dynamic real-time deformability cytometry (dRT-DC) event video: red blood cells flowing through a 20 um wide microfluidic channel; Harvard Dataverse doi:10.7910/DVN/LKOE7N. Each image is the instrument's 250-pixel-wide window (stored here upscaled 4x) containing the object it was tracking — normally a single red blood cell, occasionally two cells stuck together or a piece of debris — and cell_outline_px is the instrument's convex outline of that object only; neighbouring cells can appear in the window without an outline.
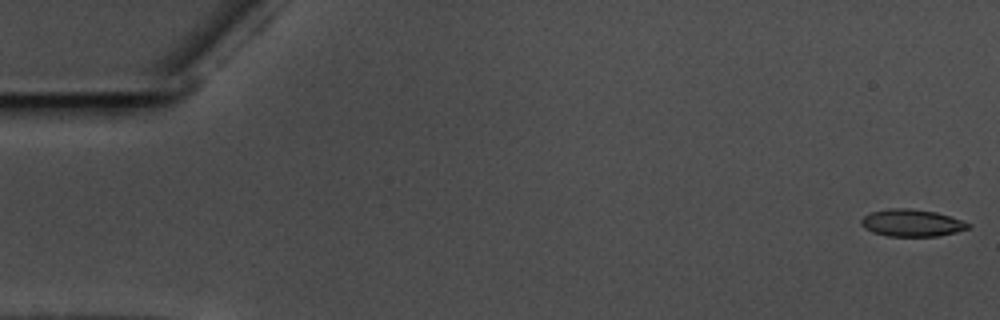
{"species": "common noctule bat (a hibernating species)", "species_latin": "Nyctalus noctula", "temperature_condition": "warm", "stored_images_in_passage": 57, "camera_frame_rate_fps": 3000, "um_per_image_px": 0.085, "animal": {"sex": "male", "body_mass_g": 17.5, "forearm_length_mm": 52.3}, "frame": {"image": 1, "passage_image": 1, "time_ms": 0.0, "image_size_px": [1000, 320], "cell_outline_px": [[972, 228], [956, 232], [936, 236], [888, 236], [872, 232], [864, 228], [860, 224], [860, 220], [864, 216], [872, 212], [888, 208], [908, 208], [936, 212], [972, 224]], "centroid_in_image_um": [77.49, 18.95], "position_along_channel_um": 7.5, "area_um2": 16.94}}
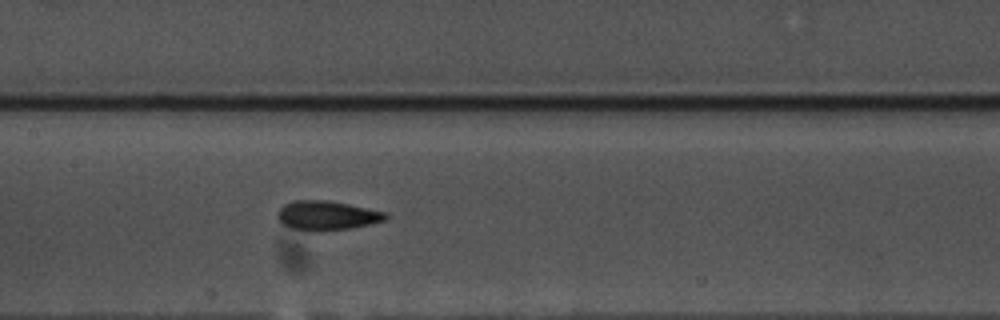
{"frame": {"image": 2, "passage_image": 28, "time_ms": 9.0, "image_size_px": [1000, 320], "cell_outline_px": [[388, 220], [348, 228], [324, 232], [312, 232], [292, 228], [280, 224], [276, 216], [276, 212], [284, 204], [296, 200], [328, 200], [388, 212]], "centroid_in_image_um": [27.76, 18.33], "position_along_channel_um": 179.6, "area_um2": 18.84}}
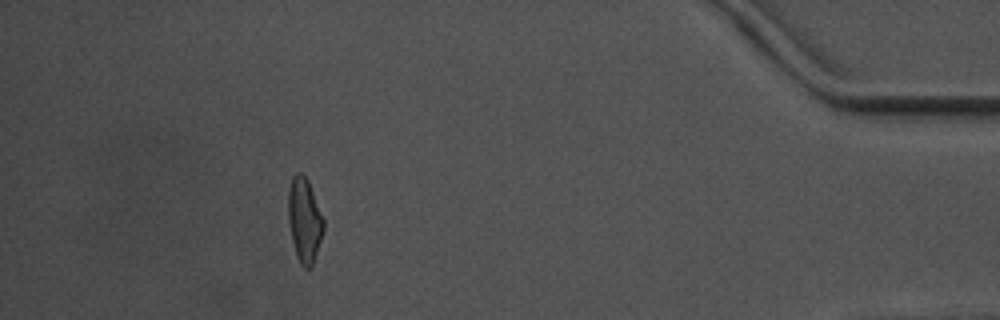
{"frame": {"image": 3, "passage_image": 52, "time_ms": 17.0, "image_size_px": [1000, 320], "cell_outline_px": [[324, 228], [312, 268], [304, 268], [300, 264], [296, 256], [292, 240], [288, 220], [288, 188], [292, 176], [296, 172], [300, 172], [308, 180], [324, 220]], "centroid_in_image_um": [25.86, 18.71], "position_along_channel_um": 409.3, "area_um2": 17.46}, "authors_computed_cell_mechanics": {"area_um2": 17.5134, "velocity_mm_per_s": 3.5746, "shape_relaxation_time_tau1_ms": 4.8479, "shape_relaxation_time_tau2_ms": 3.1889, "deformation_change_tau1": 0.1459, "deformation_change_tau2": 0.1135}}